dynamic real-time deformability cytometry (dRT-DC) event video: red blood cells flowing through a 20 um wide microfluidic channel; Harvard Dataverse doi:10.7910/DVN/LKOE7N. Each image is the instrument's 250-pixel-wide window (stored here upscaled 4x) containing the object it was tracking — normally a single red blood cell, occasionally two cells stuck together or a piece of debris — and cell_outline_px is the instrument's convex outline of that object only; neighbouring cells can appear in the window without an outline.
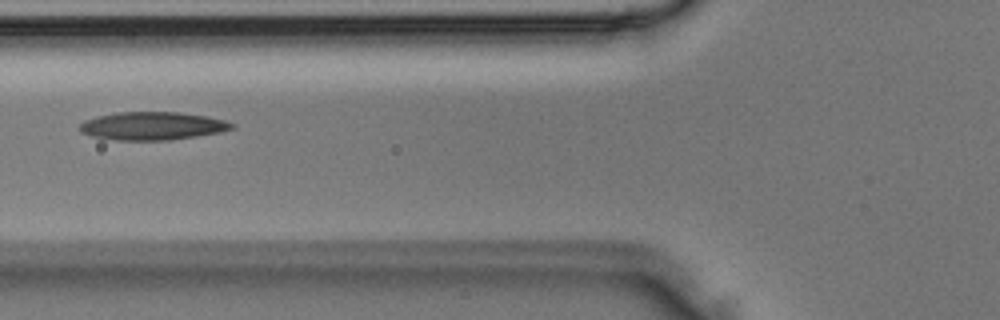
{"species": "Egyptian fruit bat (a non-hibernating species)", "species_latin": "Rousettus aegyptiacus", "temperature_condition": "room temperature", "stored_images_in_passage": 4, "camera_frame_rate_fps": 3000, "um_per_image_px": 0.085, "animal": {"sex": "male"}, "frame": {"image": 1, "passage_image": 4, "time_ms": 1.0, "image_size_px": [1000, 320], "cell_outline_px": [[236, 128], [220, 132], [172, 140], [116, 140], [92, 136], [80, 132], [80, 124], [84, 120], [96, 116], [116, 112], [176, 112], [204, 116], [224, 120], [236, 124]], "centroid_in_image_um": [12.95, 10.7], "position_along_channel_um": 112.9, "area_um2": 24.91}}